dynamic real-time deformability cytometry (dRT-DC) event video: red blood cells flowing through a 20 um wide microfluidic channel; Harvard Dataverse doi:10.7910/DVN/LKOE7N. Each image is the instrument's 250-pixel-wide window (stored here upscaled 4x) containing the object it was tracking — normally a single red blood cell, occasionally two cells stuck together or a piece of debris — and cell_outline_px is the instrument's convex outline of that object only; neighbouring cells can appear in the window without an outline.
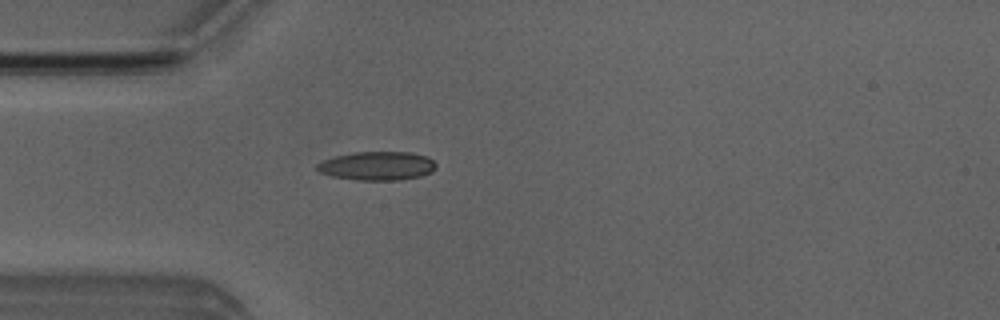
{"species": "Egyptian fruit bat (a non-hibernating species)", "species_latin": "Rousettus aegyptiacus", "temperature_condition": "room temperature", "stored_images_in_passage": 3, "camera_frame_rate_fps": 3000, "um_per_image_px": 0.085, "animal": {"sex": "male"}, "frame": {"image": 1, "passage_image": 3, "time_ms": 2.333, "image_size_px": [1000, 320], "cell_outline_px": [[436, 168], [432, 172], [420, 176], [400, 180], [356, 180], [332, 176], [320, 172], [316, 168], [316, 164], [324, 160], [336, 156], [352, 152], [412, 152], [428, 156], [436, 164]], "centroid_in_image_um": [32.09, 14.1], "position_along_channel_um": 52.9, "area_um2": 20.0}}